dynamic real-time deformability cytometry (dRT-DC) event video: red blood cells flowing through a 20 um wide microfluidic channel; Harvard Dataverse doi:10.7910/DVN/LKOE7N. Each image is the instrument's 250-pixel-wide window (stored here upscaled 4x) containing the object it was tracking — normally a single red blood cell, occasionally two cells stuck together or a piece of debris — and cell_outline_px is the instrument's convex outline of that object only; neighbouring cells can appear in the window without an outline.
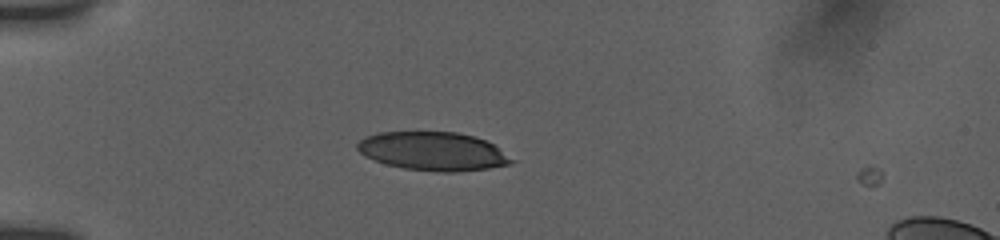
{"species": "human", "species_latin": "Homo sapiens", "temperature_condition": "room temperature", "stored_images_in_passage": 3, "camera_frame_rate_fps": 3000, "um_per_image_px": 0.085, "donor": {"sex": "female"}, "frame": {"image": 1, "passage_image": 2, "time_ms": 0.333, "image_size_px": [1000, 240], "cell_outline_px": [[516, 160], [512, 164], [488, 168], [456, 172], [440, 172], [404, 168], [388, 164], [364, 156], [356, 148], [356, 144], [364, 136], [380, 132], [456, 132], [472, 136], [484, 140], [492, 144]], "centroid_in_image_um": [36.8, 12.86], "position_along_channel_um": 48.2, "area_um2": 34.51}}